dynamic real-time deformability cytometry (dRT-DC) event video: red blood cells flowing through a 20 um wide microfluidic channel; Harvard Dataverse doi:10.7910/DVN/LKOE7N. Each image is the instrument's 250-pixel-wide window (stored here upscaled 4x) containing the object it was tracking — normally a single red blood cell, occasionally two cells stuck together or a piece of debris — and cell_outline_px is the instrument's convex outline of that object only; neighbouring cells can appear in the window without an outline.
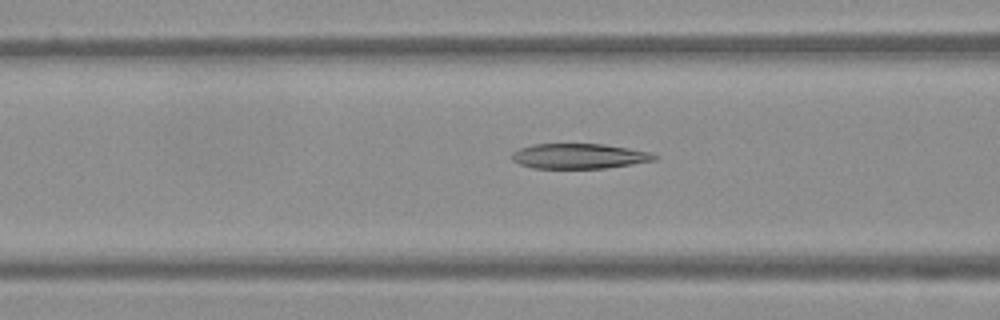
{"species": "Egyptian fruit bat (a non-hibernating species)", "species_latin": "Rousettus aegyptiacus", "temperature_condition": "warm", "stored_images_in_passage": 27, "camera_frame_rate_fps": 3000, "um_per_image_px": 0.085, "frame": {"image": 1, "passage_image": 9, "time_ms": 2.667, "image_size_px": [1000, 320], "cell_outline_px": [[660, 156], [656, 160], [632, 164], [604, 168], [532, 168], [520, 164], [512, 160], [512, 152], [520, 148], [532, 144], [604, 144], [628, 148], [648, 152]], "centroid_in_image_um": [49.22, 13.27], "position_along_channel_um": 117.4, "area_um2": 20.81}}
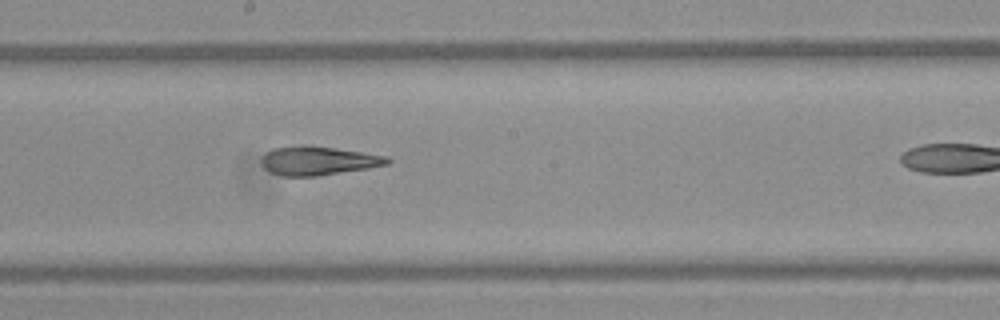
{"frame": {"image": 2, "passage_image": 17, "time_ms": 5.333, "image_size_px": [1000, 320], "cell_outline_px": [[392, 160], [388, 164], [368, 168], [316, 176], [280, 176], [264, 168], [260, 160], [268, 152], [276, 148], [304, 144], [336, 148], [388, 156]], "centroid_in_image_um": [27.07, 13.66], "position_along_channel_um": 221.1, "area_um2": 21.04}}
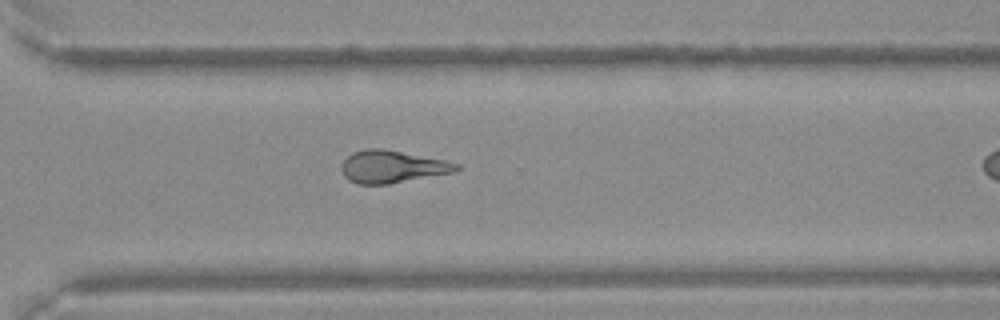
{"frame": {"image": 3, "passage_image": 26, "time_ms": 8.333, "image_size_px": [1000, 320], "cell_outline_px": [[460, 168], [456, 172], [388, 184], [356, 184], [348, 180], [344, 176], [340, 168], [340, 164], [352, 152], [364, 148], [380, 148], [444, 160], [460, 164]], "centroid_in_image_um": [33.3, 14.17], "position_along_channel_um": 337.3, "area_um2": 21.79}}